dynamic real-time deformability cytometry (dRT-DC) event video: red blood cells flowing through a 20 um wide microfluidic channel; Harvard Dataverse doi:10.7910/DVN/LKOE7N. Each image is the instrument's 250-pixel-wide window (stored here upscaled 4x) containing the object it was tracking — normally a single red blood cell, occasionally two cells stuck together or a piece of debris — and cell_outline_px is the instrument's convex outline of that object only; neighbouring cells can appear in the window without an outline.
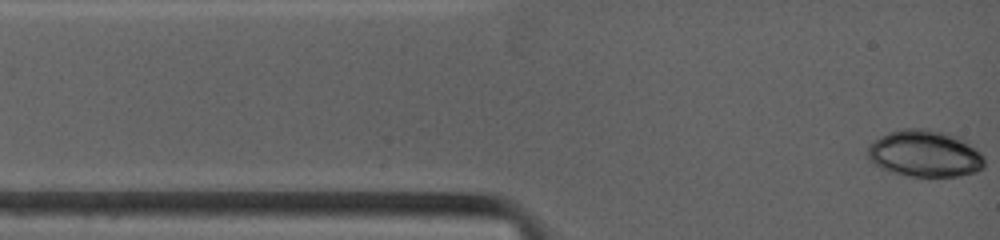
{"species": "common noctule bat (a hibernating species)", "species_latin": "Nyctalus noctula", "temperature_condition": "warm", "stored_images_in_passage": 40, "camera_frame_rate_fps": 4500, "um_per_image_px": 0.085, "animal": {"sex": "female", "body_mass_g": 19.0, "forearm_length_mm": 53.3}, "frame": {"image": 1, "passage_image": 1, "time_ms": 0.0, "image_size_px": [1000, 240], "cell_outline_px": [[984, 168], [976, 172], [960, 176], [908, 176], [892, 172], [880, 168], [868, 160], [868, 148], [880, 136], [888, 132], [900, 128], [928, 128], [960, 136], [980, 152], [984, 160]], "centroid_in_image_um": [78.62, 13.05], "position_along_channel_um": 6.4, "area_um2": 32.08}}
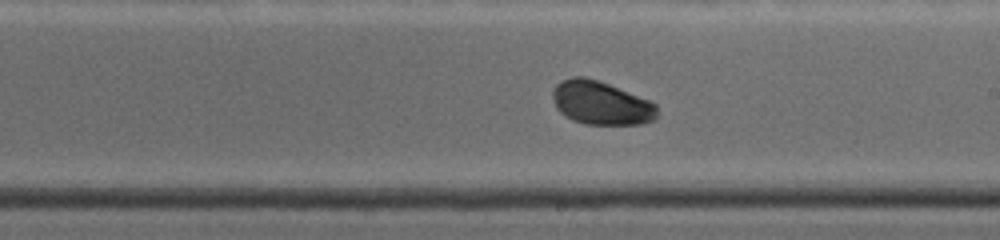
{"frame": {"image": 2, "passage_image": 25, "time_ms": 7.111, "image_size_px": [1000, 240], "cell_outline_px": [[656, 116], [652, 120], [640, 124], [584, 124], [572, 120], [564, 116], [556, 108], [552, 96], [552, 88], [560, 80], [572, 76], [584, 76], [600, 80], [648, 100], [656, 104]], "centroid_in_image_um": [51.02, 8.73], "position_along_channel_um": 238.0, "area_um2": 26.65}}
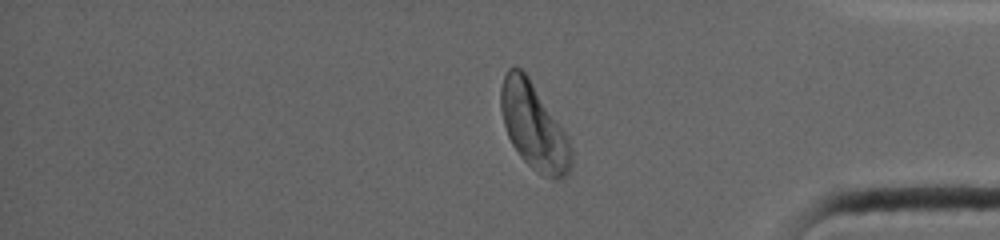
{"frame": {"image": 3, "passage_image": 40, "time_ms": 11.556, "image_size_px": [1000, 240], "cell_outline_px": [[572, 160], [568, 176], [564, 180], [552, 180], [536, 172], [520, 156], [512, 144], [508, 136], [504, 124], [500, 108], [500, 88], [504, 76], [508, 68], [520, 68], [528, 76], [568, 136], [572, 156]], "centroid_in_image_um": [45.38, 10.79], "position_along_channel_um": 389.8, "area_um2": 35.37}, "authors_computed_cell_mechanics": {"area_um2": 27.2238, "velocity_mm_per_s": 3.9174, "shape_relaxation_time_tau1_ms": 3.067, "shape_relaxation_time_tau2_ms": 2.9288, "deformation_change_tau1": 0.1743, "deformation_change_tau2": 0.0495}}